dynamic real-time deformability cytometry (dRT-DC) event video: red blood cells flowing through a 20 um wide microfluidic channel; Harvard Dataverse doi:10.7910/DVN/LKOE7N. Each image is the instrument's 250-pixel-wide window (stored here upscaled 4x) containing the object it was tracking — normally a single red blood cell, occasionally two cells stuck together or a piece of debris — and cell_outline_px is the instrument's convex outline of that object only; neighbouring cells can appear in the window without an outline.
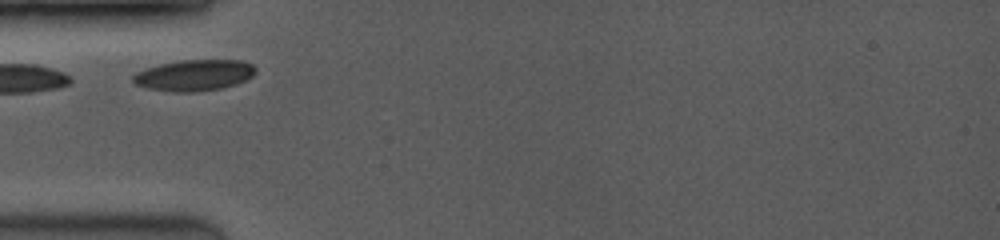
{"species": "common noctule bat (a hibernating species)", "species_latin": "Nyctalus noctula", "temperature_condition": "room temperature", "stored_images_in_passage": 6, "camera_frame_rate_fps": 3500, "um_per_image_px": 0.085, "animal": {"sex": "female", "body_mass_g": 19.0, "forearm_length_mm": 53.3}, "frame": {"image": 1, "passage_image": 1, "time_ms": 0.0, "image_size_px": [1000, 240], "cell_outline_px": [[256, 72], [252, 76], [236, 84], [220, 88], [196, 92], [172, 92], [148, 88], [136, 84], [132, 80], [132, 76], [136, 72], [160, 64], [180, 60], [244, 60], [252, 64], [256, 68]], "centroid_in_image_um": [16.52, 6.39], "position_along_channel_um": 68.5, "area_um2": 22.2}}